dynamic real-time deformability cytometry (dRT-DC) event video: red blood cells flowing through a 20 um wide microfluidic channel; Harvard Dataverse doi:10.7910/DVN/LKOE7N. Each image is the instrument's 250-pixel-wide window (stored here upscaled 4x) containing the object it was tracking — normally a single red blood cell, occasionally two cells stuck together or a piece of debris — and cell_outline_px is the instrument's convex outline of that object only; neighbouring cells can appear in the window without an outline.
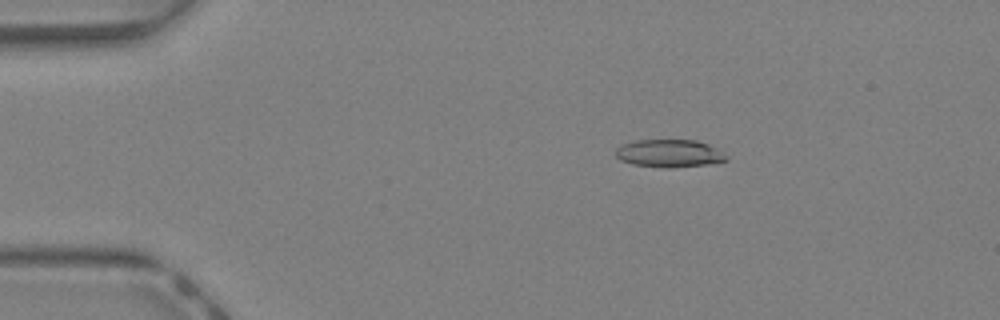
{"species": "Egyptian fruit bat (a non-hibernating species)", "species_latin": "Rousettus aegyptiacus", "temperature_condition": "warm", "stored_images_in_passage": 43, "camera_frame_rate_fps": 3000, "um_per_image_px": 0.085, "animal": {"sex": "female"}, "frame": {"image": 1, "passage_image": 8, "time_ms": 2.333, "image_size_px": [1000, 320], "cell_outline_px": [[728, 160], [708, 164], [668, 168], [664, 168], [632, 164], [620, 160], [612, 152], [620, 144], [636, 140], [696, 140], [708, 144], [724, 152], [728, 156]], "centroid_in_image_um": [56.86, 13.03], "position_along_channel_um": 28.1, "area_um2": 18.15}}
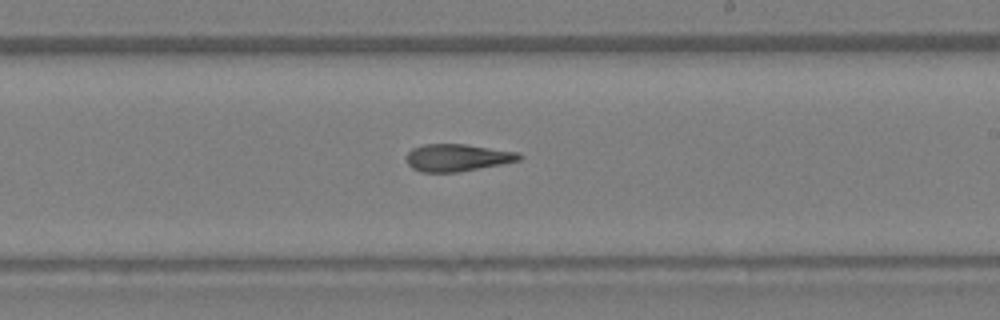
{"frame": {"image": 2, "passage_image": 26, "time_ms": 8.333, "image_size_px": [1000, 320], "cell_outline_px": [[520, 160], [500, 164], [456, 172], [420, 172], [412, 168], [408, 164], [408, 152], [412, 148], [424, 144], [464, 144], [520, 152]], "centroid_in_image_um": [38.85, 13.39], "position_along_channel_um": 250.1, "area_um2": 17.69}}
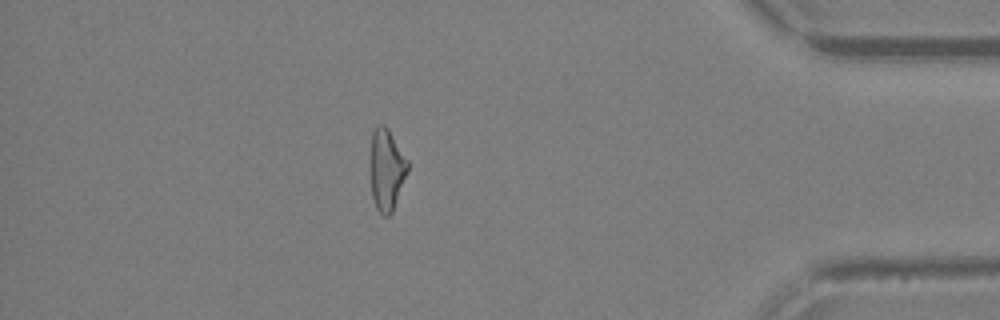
{"frame": {"image": 3, "passage_image": 38, "time_ms": 12.333, "image_size_px": [1000, 320], "cell_outline_px": [[408, 172], [392, 212], [388, 216], [384, 216], [376, 208], [372, 196], [372, 132], [380, 124], [384, 124], [388, 128], [408, 160]], "centroid_in_image_um": [32.9, 14.43], "position_along_channel_um": 402.3, "area_um2": 17.28}, "authors_computed_cell_mechanics": {"area_um2": 18.496, "velocity_mm_per_s": 4.8101, "shape_relaxation_time_tau1_ms": null, "shape_relaxation_time_tau2_ms": 3.5317, "deformation_change_tau1": null, "deformation_change_tau2": 0.1494}}